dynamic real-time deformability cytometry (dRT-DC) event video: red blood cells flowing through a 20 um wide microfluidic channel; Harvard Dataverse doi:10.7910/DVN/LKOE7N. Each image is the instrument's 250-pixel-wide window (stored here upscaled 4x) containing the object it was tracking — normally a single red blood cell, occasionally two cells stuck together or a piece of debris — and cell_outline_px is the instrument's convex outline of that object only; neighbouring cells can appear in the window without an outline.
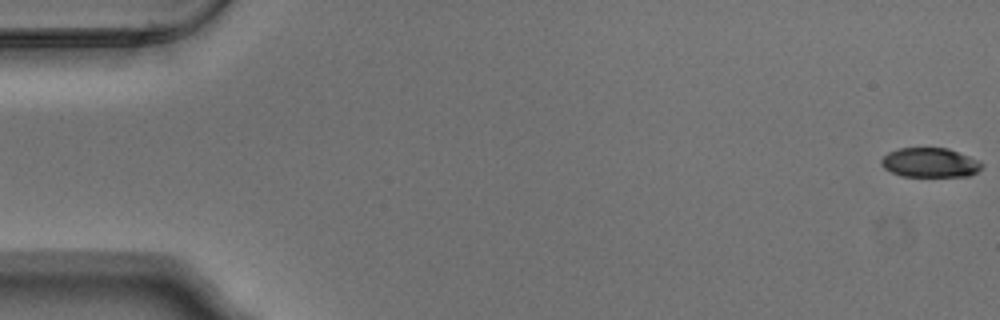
{"species": "Egyptian fruit bat (a non-hibernating species)", "species_latin": "Rousettus aegyptiacus", "temperature_condition": "warm", "stored_images_in_passage": 11, "camera_frame_rate_fps": 3000, "um_per_image_px": 0.085, "animal": {"sex": "male"}, "frame": {"image": 1, "passage_image": 1, "time_ms": 0.0, "image_size_px": [1000, 320], "cell_outline_px": [[984, 164], [976, 172], [968, 176], [900, 176], [884, 168], [880, 164], [880, 160], [888, 152], [900, 148], [948, 148], [968, 156]], "centroid_in_image_um": [79.01, 13.82], "position_along_channel_um": 6.0, "area_um2": 17.11}}